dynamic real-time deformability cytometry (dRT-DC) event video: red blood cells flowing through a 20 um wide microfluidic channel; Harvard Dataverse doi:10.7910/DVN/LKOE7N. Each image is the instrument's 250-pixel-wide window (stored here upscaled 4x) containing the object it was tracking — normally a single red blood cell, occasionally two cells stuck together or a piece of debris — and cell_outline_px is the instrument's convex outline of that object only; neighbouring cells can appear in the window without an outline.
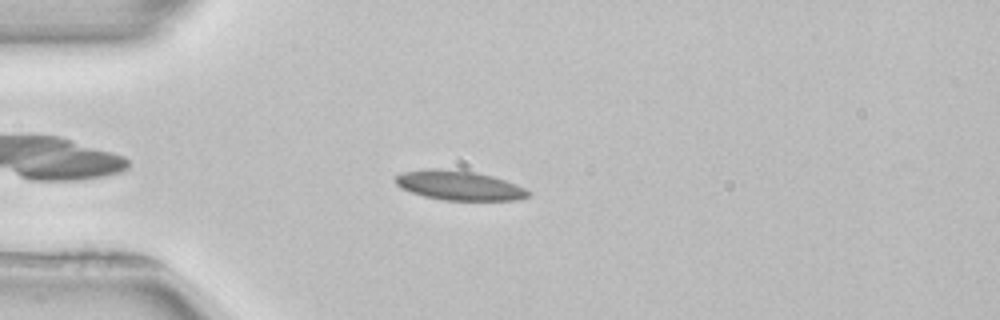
{"species": "common noctule bat (a hibernating species)", "species_latin": "Nyctalus noctula", "temperature_condition": "room temperature", "stored_images_in_passage": 45, "camera_frame_rate_fps": 3000, "um_per_image_px": 0.085, "animal": {"sex": "female", "body_mass_g": 22.7, "forearm_length_mm": 54.2}, "frame": {"image": 1, "passage_image": 7, "time_ms": 2.0, "image_size_px": [1000, 320], "cell_outline_px": [[532, 192], [528, 196], [516, 200], [444, 200], [424, 196], [400, 188], [392, 180], [396, 176], [404, 172], [432, 168], [440, 168], [476, 172], [492, 176], [516, 184]], "centroid_in_image_um": [39.01, 15.76], "position_along_channel_um": 46.0, "area_um2": 22.77}}
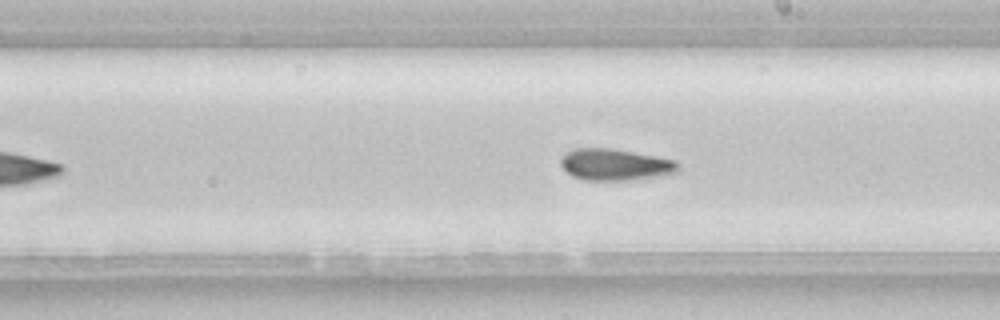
{"frame": {"image": 2, "passage_image": 23, "time_ms": 7.333, "image_size_px": [1000, 320], "cell_outline_px": [[680, 168], [676, 172], [668, 176], [628, 180], [584, 180], [572, 176], [560, 164], [560, 160], [564, 152], [572, 148], [612, 148], [676, 160], [680, 164]], "centroid_in_image_um": [52.31, 13.99], "position_along_channel_um": 236.7, "area_um2": 21.96}}
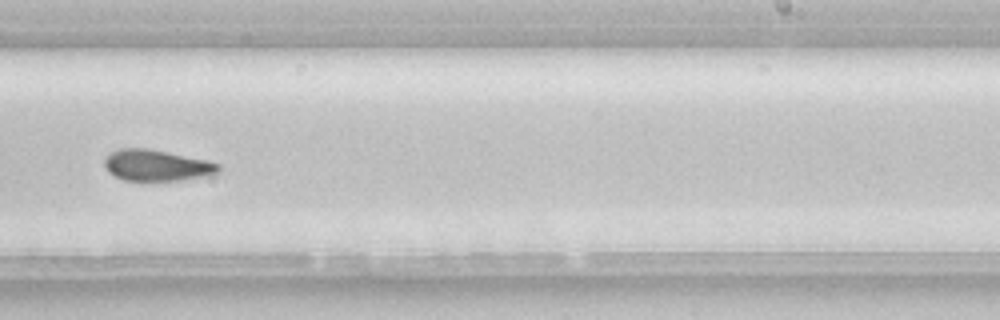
{"frame": {"image": 3, "passage_image": 26, "time_ms": 8.333, "image_size_px": [1000, 320], "cell_outline_px": [[220, 172], [212, 176], [180, 180], [124, 180], [108, 172], [104, 168], [104, 160], [112, 152], [120, 148], [148, 148], [208, 160], [220, 164]], "centroid_in_image_um": [13.37, 14.06], "position_along_channel_um": 275.6, "area_um2": 20.87}, "authors_computed_cell_mechanics": {"area_um2": 21.7328, "velocity_mm_per_s": 3.9335, "shape_relaxation_time_tau1_ms": null, "shape_relaxation_time_tau2_ms": 9.0552, "deformation_change_tau1": null, "deformation_change_tau2": 0.1474}}